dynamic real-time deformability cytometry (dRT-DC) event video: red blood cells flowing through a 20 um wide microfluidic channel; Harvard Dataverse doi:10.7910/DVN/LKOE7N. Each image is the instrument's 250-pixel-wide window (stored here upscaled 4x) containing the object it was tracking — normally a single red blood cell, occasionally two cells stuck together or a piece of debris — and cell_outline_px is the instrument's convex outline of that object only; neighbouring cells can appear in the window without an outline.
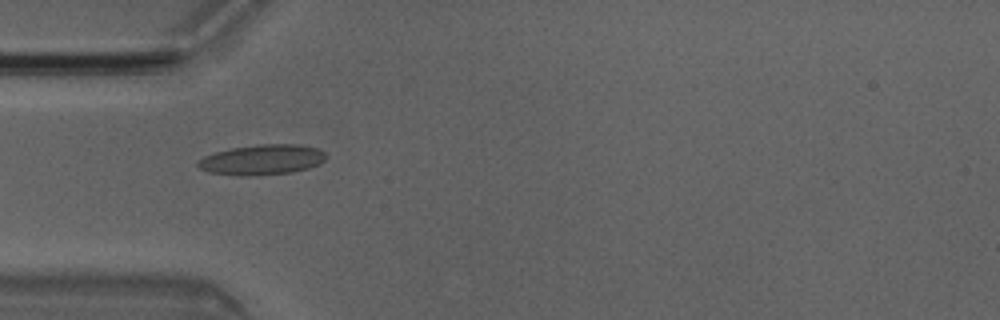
{"species": "Egyptian fruit bat (a non-hibernating species)", "species_latin": "Rousettus aegyptiacus", "temperature_condition": "room temperature", "stored_images_in_passage": 3, "camera_frame_rate_fps": 3000, "um_per_image_px": 0.085, "animal": {"sex": "male"}, "frame": {"image": 1, "passage_image": 1, "time_ms": 0.0, "image_size_px": [1000, 320], "cell_outline_px": [[324, 160], [320, 164], [308, 168], [292, 172], [244, 176], [240, 176], [208, 172], [200, 168], [196, 164], [204, 156], [216, 152], [232, 148], [260, 144], [296, 144], [316, 148], [324, 152]], "centroid_in_image_um": [22.26, 13.58], "position_along_channel_um": 62.7, "area_um2": 22.31}}
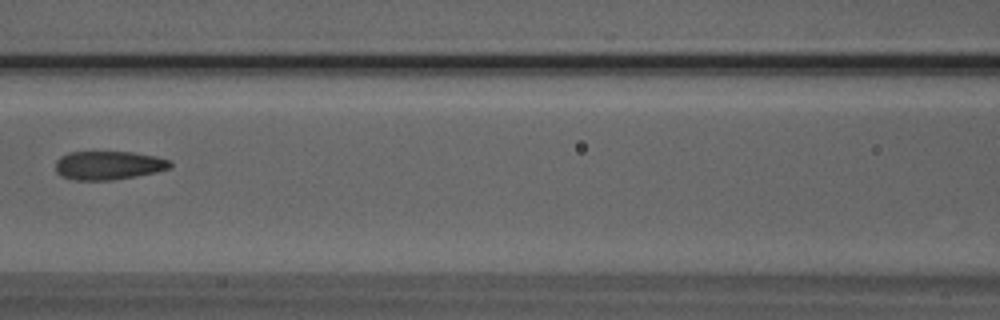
{"frame": {"image": 2, "passage_image": 3, "time_ms": 0.667, "image_size_px": [1000, 320], "cell_outline_px": [[172, 164], [168, 168], [156, 172], [136, 176], [112, 180], [72, 180], [60, 176], [56, 172], [56, 160], [60, 156], [68, 152], [132, 152], [156, 156], [172, 160]], "centroid_in_image_um": [9.2, 14.05], "position_along_channel_um": 157.4, "area_um2": 19.31}}